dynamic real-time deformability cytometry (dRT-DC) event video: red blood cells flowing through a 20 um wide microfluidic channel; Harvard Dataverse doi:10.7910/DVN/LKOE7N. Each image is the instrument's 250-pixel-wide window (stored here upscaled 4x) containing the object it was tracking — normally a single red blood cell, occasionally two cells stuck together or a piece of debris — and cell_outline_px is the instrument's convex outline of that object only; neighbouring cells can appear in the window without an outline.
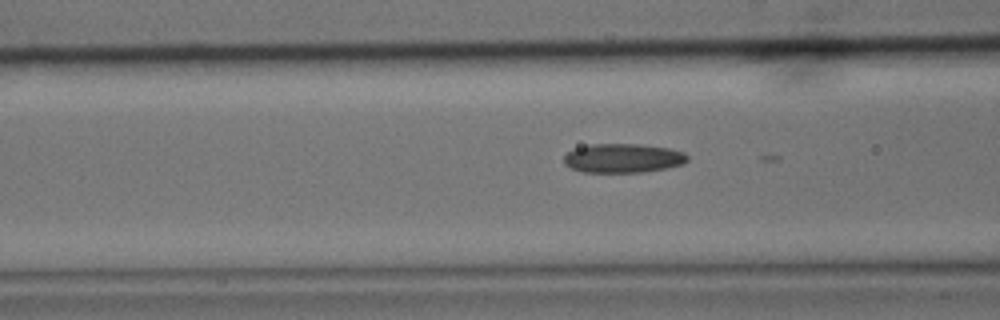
{"species": "common noctule bat (a hibernating species)", "species_latin": "Nyctalus noctula", "temperature_condition": "cold", "stored_images_in_passage": 7, "camera_frame_rate_fps": 3000, "um_per_image_px": 0.085, "animal": {"sex": "male", "body_mass_g": 15.6}, "frame": {"image": 1, "passage_image": 5, "time_ms": 1.333, "image_size_px": [1000, 320], "cell_outline_px": [[688, 160], [684, 164], [644, 172], [584, 172], [572, 168], [564, 164], [564, 156], [568, 152], [576, 148], [592, 144], [640, 144], [668, 148], [684, 152], [688, 156]], "centroid_in_image_um": [52.97, 13.44], "position_along_channel_um": 113.6, "area_um2": 20.87}}